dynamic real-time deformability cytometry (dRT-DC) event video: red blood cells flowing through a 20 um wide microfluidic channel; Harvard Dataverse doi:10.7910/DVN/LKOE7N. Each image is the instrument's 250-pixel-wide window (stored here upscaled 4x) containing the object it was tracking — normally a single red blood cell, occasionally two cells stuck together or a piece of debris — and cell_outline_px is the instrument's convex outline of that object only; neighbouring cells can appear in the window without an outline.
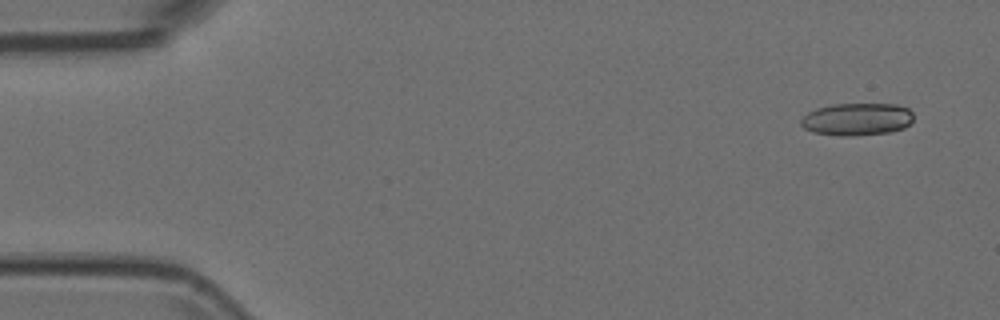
{"species": "Egyptian fruit bat (a non-hibernating species)", "species_latin": "Rousettus aegyptiacus", "temperature_condition": "room temperature", "stored_images_in_passage": 7, "camera_frame_rate_fps": 3000, "um_per_image_px": 0.085, "animal": {"sex": "female"}, "frame": {"image": 1, "passage_image": 2, "time_ms": 0.333, "image_size_px": [1000, 320], "cell_outline_px": [[912, 120], [904, 128], [892, 132], [852, 136], [840, 136], [812, 132], [804, 128], [800, 124], [800, 120], [808, 112], [816, 108], [832, 104], [896, 104], [908, 108], [912, 112]], "centroid_in_image_um": [72.83, 10.14], "position_along_channel_um": 12.2, "area_um2": 21.44}}